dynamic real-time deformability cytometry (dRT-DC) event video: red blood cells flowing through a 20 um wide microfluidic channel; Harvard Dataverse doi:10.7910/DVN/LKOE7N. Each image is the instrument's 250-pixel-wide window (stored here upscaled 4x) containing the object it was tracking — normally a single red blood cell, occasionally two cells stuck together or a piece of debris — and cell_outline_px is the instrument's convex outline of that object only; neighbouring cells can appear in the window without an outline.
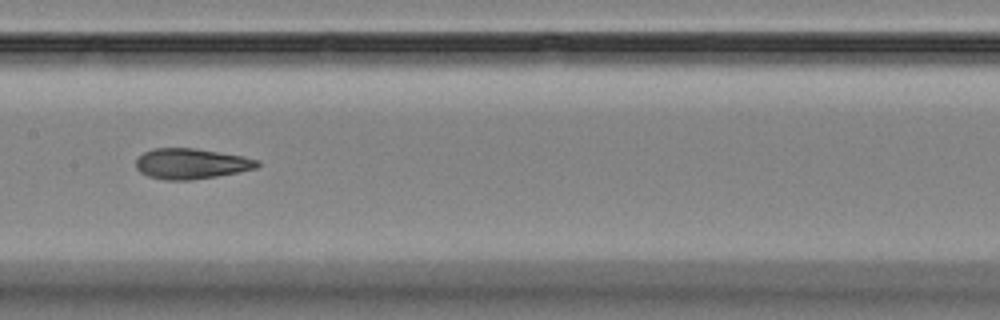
{"species": "Egyptian fruit bat (a non-hibernating species)", "species_latin": "Rousettus aegyptiacus", "temperature_condition": "room temperature", "stored_images_in_passage": 13, "camera_frame_rate_fps": 3000, "um_per_image_px": 0.085, "animal": {"sex": "female"}, "frame": {"image": 1, "passage_image": 6, "time_ms": 6.667, "image_size_px": [1000, 320], "cell_outline_px": [[260, 164], [256, 168], [216, 176], [192, 180], [164, 180], [148, 176], [140, 172], [136, 168], [136, 160], [144, 152], [152, 148], [196, 148], [240, 156], [260, 160]], "centroid_in_image_um": [16.22, 13.91], "position_along_channel_um": 191.2, "area_um2": 21.44}}
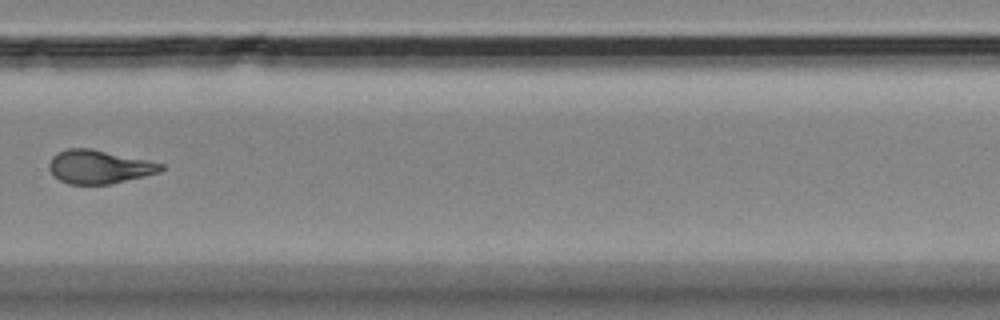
{"frame": {"image": 2, "passage_image": 9, "time_ms": 10.333, "image_size_px": [1000, 320], "cell_outline_px": [[164, 168], [160, 172], [112, 184], [68, 184], [60, 180], [48, 168], [48, 164], [52, 156], [56, 152], [68, 148], [88, 148], [164, 164]], "centroid_in_image_um": [8.39, 14.18], "position_along_channel_um": 321.4, "area_um2": 21.62}}
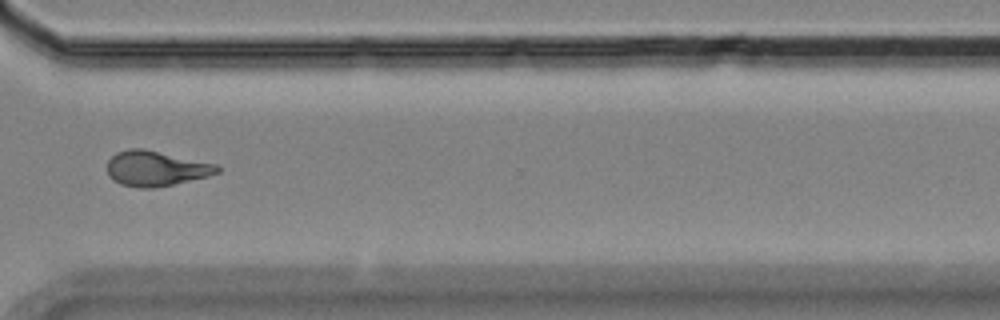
{"frame": {"image": 3, "passage_image": 10, "time_ms": 11.333, "image_size_px": [1000, 320], "cell_outline_px": [[220, 172], [208, 176], [156, 188], [136, 188], [120, 184], [112, 180], [108, 176], [108, 160], [116, 152], [128, 148], [144, 148], [216, 164], [220, 168]], "centroid_in_image_um": [13.22, 14.32], "position_along_channel_um": 357.4, "area_um2": 22.72}, "authors_computed_cell_mechanics": {"area_um2": 21.6172, "velocity_mm_per_s": 3.5723, "shape_relaxation_time_tau1_ms": 11.3293, "shape_relaxation_time_tau2_ms": 1.6377, "deformation_change_tau1": 0.2623, "deformation_change_tau2": 0.0742}}